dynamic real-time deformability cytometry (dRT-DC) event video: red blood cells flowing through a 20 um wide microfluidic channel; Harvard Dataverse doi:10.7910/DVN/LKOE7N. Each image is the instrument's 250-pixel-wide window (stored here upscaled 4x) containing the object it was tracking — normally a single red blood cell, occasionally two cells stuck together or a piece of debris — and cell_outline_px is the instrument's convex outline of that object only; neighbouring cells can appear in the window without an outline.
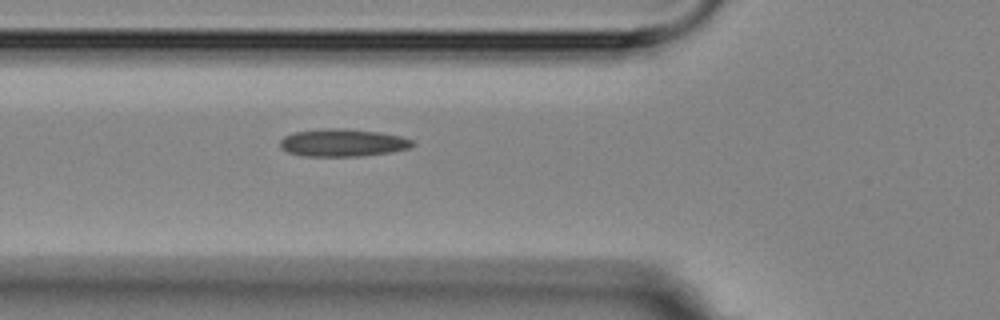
{"species": "Egyptian fruit bat (a non-hibernating species)", "species_latin": "Rousettus aegyptiacus", "temperature_condition": "room temperature", "stored_images_in_passage": 2, "camera_frame_rate_fps": 3000, "um_per_image_px": 0.085, "animal": {"sex": "female"}, "frame": {"image": 1, "passage_image": 2, "time_ms": 2.0, "image_size_px": [1000, 320], "cell_outline_px": [[416, 144], [408, 148], [388, 152], [360, 156], [304, 156], [288, 152], [280, 148], [280, 140], [284, 136], [292, 132], [324, 128], [348, 128], [380, 132], [400, 136], [412, 140]], "centroid_in_image_um": [29.09, 12.12], "position_along_channel_um": 96.7, "area_um2": 21.39}}